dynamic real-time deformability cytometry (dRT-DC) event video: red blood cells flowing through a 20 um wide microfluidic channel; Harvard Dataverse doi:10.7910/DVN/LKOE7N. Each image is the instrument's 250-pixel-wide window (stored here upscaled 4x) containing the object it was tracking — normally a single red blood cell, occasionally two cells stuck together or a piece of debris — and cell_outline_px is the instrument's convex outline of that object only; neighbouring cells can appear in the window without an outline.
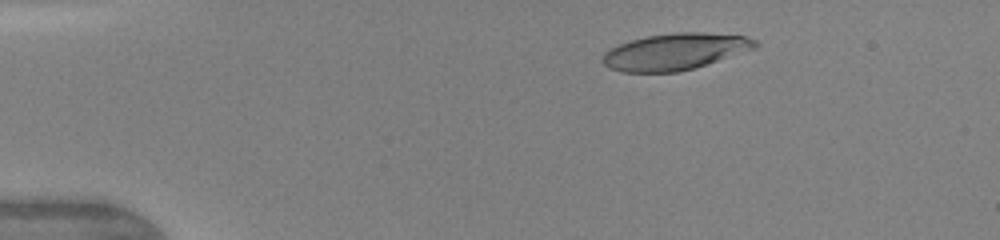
{"species": "human", "species_latin": "Homo sapiens", "temperature_condition": "warm", "stored_images_in_passage": 4, "camera_frame_rate_fps": 3000, "um_per_image_px": 0.085, "donor": {"sex": "female"}, "frame": {"image": 1, "passage_image": 2, "time_ms": 1.0, "image_size_px": [1000, 240], "cell_outline_px": [[760, 44], [756, 48], [680, 72], [620, 72], [608, 68], [600, 60], [604, 52], [620, 44], [632, 40], [648, 36], [676, 32], [704, 32], [744, 36], [756, 40]], "centroid_in_image_um": [57.36, 4.39], "position_along_channel_um": 27.6, "area_um2": 32.37}}